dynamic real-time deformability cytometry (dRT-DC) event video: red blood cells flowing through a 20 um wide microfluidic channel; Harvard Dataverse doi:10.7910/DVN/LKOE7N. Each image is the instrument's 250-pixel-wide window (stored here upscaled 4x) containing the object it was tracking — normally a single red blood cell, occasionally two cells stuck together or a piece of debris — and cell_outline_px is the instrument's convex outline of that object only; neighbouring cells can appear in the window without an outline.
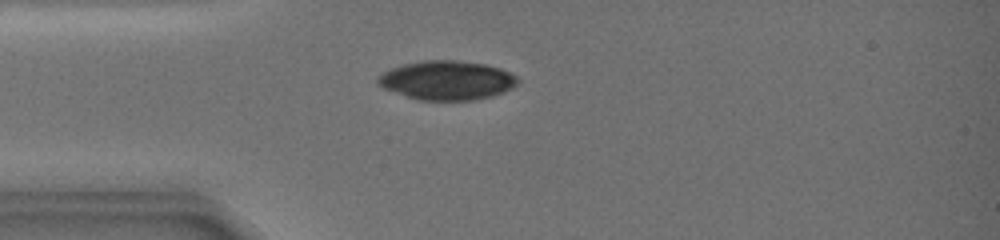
{"species": "common noctule bat (a hibernating species)", "species_latin": "Nyctalus noctula", "temperature_condition": "warm", "stored_images_in_passage": 4, "camera_frame_rate_fps": 3000, "um_per_image_px": 0.085, "animal": {"sex": "female", "body_mass_g": 19.0, "forearm_length_mm": 51.5}, "frame": {"image": 1, "passage_image": 1, "time_ms": 0.0, "image_size_px": [1000, 240], "cell_outline_px": [[516, 84], [500, 92], [488, 96], [468, 100], [428, 100], [408, 96], [388, 88], [380, 84], [376, 80], [384, 72], [392, 68], [404, 64], [424, 60], [456, 60], [484, 64], [500, 68], [516, 76]], "centroid_in_image_um": [37.99, 6.8], "position_along_channel_um": 47.0, "area_um2": 30.69}}